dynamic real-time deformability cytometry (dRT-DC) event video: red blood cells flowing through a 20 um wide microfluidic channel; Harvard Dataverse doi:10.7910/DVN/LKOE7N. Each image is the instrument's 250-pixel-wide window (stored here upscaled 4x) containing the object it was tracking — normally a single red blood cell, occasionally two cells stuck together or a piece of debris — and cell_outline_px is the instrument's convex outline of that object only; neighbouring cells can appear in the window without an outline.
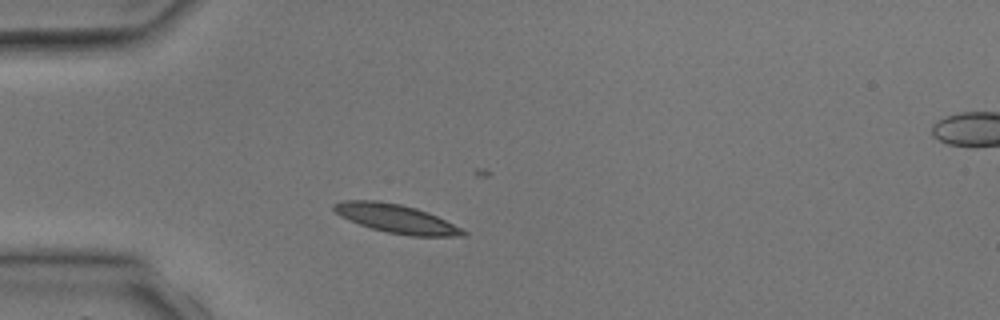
{"species": "common noctule bat (a hibernating species)", "species_latin": "Nyctalus noctula", "temperature_condition": "room temperature", "stored_images_in_passage": 2, "camera_frame_rate_fps": 3000, "um_per_image_px": 0.085, "animal": {"sex": "male", "body_mass_g": 17.9, "forearm_length_mm": 54.2}, "frame": {"image": 1, "passage_image": 1, "time_ms": 0.0, "image_size_px": [1000, 320], "cell_outline_px": [[468, 232], [464, 236], [412, 236], [388, 232], [372, 228], [360, 224], [340, 216], [332, 208], [332, 204], [340, 200], [376, 200], [400, 204], [416, 208], [428, 212]], "centroid_in_image_um": [33.64, 18.57], "position_along_channel_um": 51.4, "area_um2": 21.33}}